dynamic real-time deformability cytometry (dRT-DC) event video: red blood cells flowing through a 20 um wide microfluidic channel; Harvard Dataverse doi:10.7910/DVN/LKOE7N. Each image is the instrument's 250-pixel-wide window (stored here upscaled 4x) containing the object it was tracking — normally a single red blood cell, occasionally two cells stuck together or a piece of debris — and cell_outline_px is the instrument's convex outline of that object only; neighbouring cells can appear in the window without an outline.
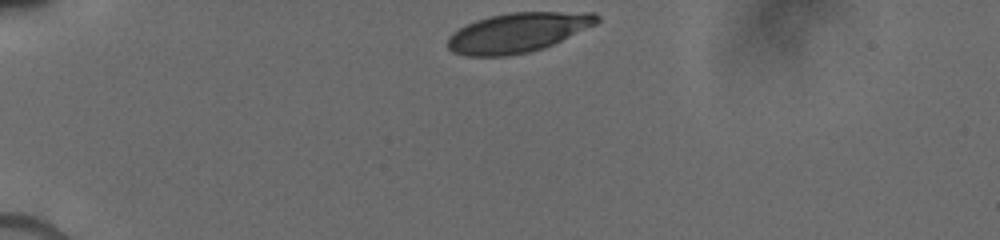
{"species": "human", "species_latin": "Homo sapiens", "temperature_condition": "cold", "stored_images_in_passage": 7, "camera_frame_rate_fps": 3000, "um_per_image_px": 0.085, "donor": {"sex": "male"}, "frame": {"image": 1, "passage_image": 1, "time_ms": 0.0, "image_size_px": [1000, 240], "cell_outline_px": [[600, 20], [596, 24], [552, 44], [528, 52], [508, 56], [468, 56], [452, 52], [448, 48], [448, 36], [452, 32], [476, 20], [488, 16], [508, 12], [596, 12], [600, 16]], "centroid_in_image_um": [44.0, 2.75], "position_along_channel_um": 41.0, "area_um2": 34.33}}
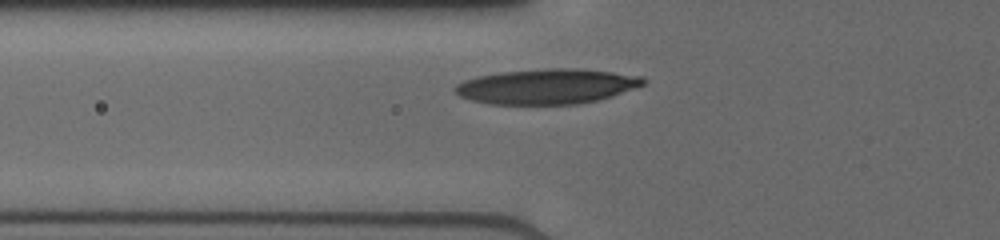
{"frame": {"image": 2, "passage_image": 6, "time_ms": 2.333, "image_size_px": [1000, 240], "cell_outline_px": [[648, 80], [644, 84], [612, 96], [596, 100], [576, 104], [488, 104], [472, 100], [460, 96], [452, 88], [456, 84], [464, 80], [476, 76], [500, 72], [544, 68], [580, 68], [644, 76]], "centroid_in_image_um": [46.47, 7.33], "position_along_channel_um": 79.3, "area_um2": 38.67}}